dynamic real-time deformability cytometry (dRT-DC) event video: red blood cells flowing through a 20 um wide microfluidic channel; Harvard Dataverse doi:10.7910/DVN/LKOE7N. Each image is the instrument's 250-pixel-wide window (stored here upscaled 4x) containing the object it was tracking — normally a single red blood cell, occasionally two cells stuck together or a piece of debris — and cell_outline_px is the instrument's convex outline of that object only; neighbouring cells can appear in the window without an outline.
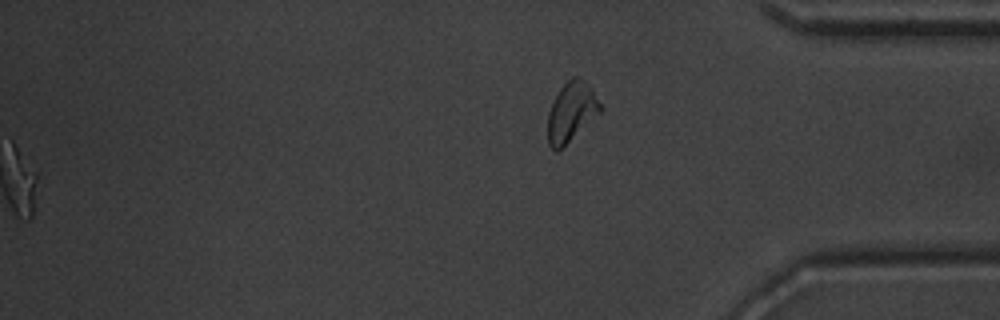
{"species": "common noctule bat (a hibernating species)", "species_latin": "Nyctalus noctula", "temperature_condition": "warm", "stored_images_in_passage": 43, "segment_of_instrument_passage": [2, 2], "camera_frame_rate_fps": 3000, "um_per_image_px": 0.085, "animal": {"sex": "male", "body_mass_g": 20.1, "forearm_length_mm": 53.5}, "frame": {"image": 1, "passage_image": 43, "time_ms": 14.0, "image_size_px": [1000, 320], "cell_outline_px": [[604, 108], [600, 112], [556, 152], [548, 144], [548, 112], [560, 88], [572, 76], [576, 76], [584, 80], [592, 88]], "centroid_in_image_um": [48.57, 9.47], "position_along_channel_um": 386.6, "area_um2": 17.86}}